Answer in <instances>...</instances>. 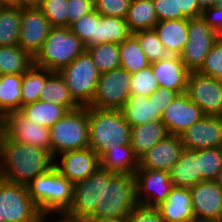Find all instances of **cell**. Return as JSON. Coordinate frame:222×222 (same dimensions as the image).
<instances>
[{"label":"cell","instance_id":"1","mask_svg":"<svg viewBox=\"0 0 222 222\" xmlns=\"http://www.w3.org/2000/svg\"><path fill=\"white\" fill-rule=\"evenodd\" d=\"M54 160L46 150L16 142L3 135L0 149V178L27 185L36 176L53 168Z\"/></svg>","mask_w":222,"mask_h":222},{"label":"cell","instance_id":"2","mask_svg":"<svg viewBox=\"0 0 222 222\" xmlns=\"http://www.w3.org/2000/svg\"><path fill=\"white\" fill-rule=\"evenodd\" d=\"M26 187L41 214L48 218L55 213L56 217L65 214L73 202L74 184L55 166L48 172L36 176Z\"/></svg>","mask_w":222,"mask_h":222},{"label":"cell","instance_id":"3","mask_svg":"<svg viewBox=\"0 0 222 222\" xmlns=\"http://www.w3.org/2000/svg\"><path fill=\"white\" fill-rule=\"evenodd\" d=\"M89 147L99 158L111 149L130 144L131 126L120 110L88 107Z\"/></svg>","mask_w":222,"mask_h":222},{"label":"cell","instance_id":"4","mask_svg":"<svg viewBox=\"0 0 222 222\" xmlns=\"http://www.w3.org/2000/svg\"><path fill=\"white\" fill-rule=\"evenodd\" d=\"M86 50L69 27H51L48 37L34 56V65L59 72Z\"/></svg>","mask_w":222,"mask_h":222},{"label":"cell","instance_id":"5","mask_svg":"<svg viewBox=\"0 0 222 222\" xmlns=\"http://www.w3.org/2000/svg\"><path fill=\"white\" fill-rule=\"evenodd\" d=\"M137 203L134 174H115L104 170V194L96 216L127 218Z\"/></svg>","mask_w":222,"mask_h":222},{"label":"cell","instance_id":"6","mask_svg":"<svg viewBox=\"0 0 222 222\" xmlns=\"http://www.w3.org/2000/svg\"><path fill=\"white\" fill-rule=\"evenodd\" d=\"M50 130L51 155L89 147L88 107L68 111Z\"/></svg>","mask_w":222,"mask_h":222},{"label":"cell","instance_id":"7","mask_svg":"<svg viewBox=\"0 0 222 222\" xmlns=\"http://www.w3.org/2000/svg\"><path fill=\"white\" fill-rule=\"evenodd\" d=\"M59 73L74 100L81 107L88 106L95 95L100 77L90 54L85 50Z\"/></svg>","mask_w":222,"mask_h":222},{"label":"cell","instance_id":"8","mask_svg":"<svg viewBox=\"0 0 222 222\" xmlns=\"http://www.w3.org/2000/svg\"><path fill=\"white\" fill-rule=\"evenodd\" d=\"M42 217L26 185L0 178V218L5 222H39Z\"/></svg>","mask_w":222,"mask_h":222},{"label":"cell","instance_id":"9","mask_svg":"<svg viewBox=\"0 0 222 222\" xmlns=\"http://www.w3.org/2000/svg\"><path fill=\"white\" fill-rule=\"evenodd\" d=\"M217 40V31H214L202 16L188 19V42L180 58L190 72H197L201 68Z\"/></svg>","mask_w":222,"mask_h":222},{"label":"cell","instance_id":"10","mask_svg":"<svg viewBox=\"0 0 222 222\" xmlns=\"http://www.w3.org/2000/svg\"><path fill=\"white\" fill-rule=\"evenodd\" d=\"M131 74L117 68L100 74L95 95L87 107L120 110L130 95Z\"/></svg>","mask_w":222,"mask_h":222},{"label":"cell","instance_id":"11","mask_svg":"<svg viewBox=\"0 0 222 222\" xmlns=\"http://www.w3.org/2000/svg\"><path fill=\"white\" fill-rule=\"evenodd\" d=\"M103 194L104 169L99 167L89 177L74 184L73 202L64 215L77 219L96 215Z\"/></svg>","mask_w":222,"mask_h":222},{"label":"cell","instance_id":"12","mask_svg":"<svg viewBox=\"0 0 222 222\" xmlns=\"http://www.w3.org/2000/svg\"><path fill=\"white\" fill-rule=\"evenodd\" d=\"M186 94L205 115L222 117V80L190 72Z\"/></svg>","mask_w":222,"mask_h":222},{"label":"cell","instance_id":"13","mask_svg":"<svg viewBox=\"0 0 222 222\" xmlns=\"http://www.w3.org/2000/svg\"><path fill=\"white\" fill-rule=\"evenodd\" d=\"M4 135L19 143L30 144L51 154L50 130L27 119L19 111L3 117Z\"/></svg>","mask_w":222,"mask_h":222},{"label":"cell","instance_id":"14","mask_svg":"<svg viewBox=\"0 0 222 222\" xmlns=\"http://www.w3.org/2000/svg\"><path fill=\"white\" fill-rule=\"evenodd\" d=\"M136 199L139 204L158 206L171 192L173 183L167 171L137 168Z\"/></svg>","mask_w":222,"mask_h":222},{"label":"cell","instance_id":"15","mask_svg":"<svg viewBox=\"0 0 222 222\" xmlns=\"http://www.w3.org/2000/svg\"><path fill=\"white\" fill-rule=\"evenodd\" d=\"M54 161V166L73 184L89 177L100 167L99 156L90 147L64 152Z\"/></svg>","mask_w":222,"mask_h":222},{"label":"cell","instance_id":"16","mask_svg":"<svg viewBox=\"0 0 222 222\" xmlns=\"http://www.w3.org/2000/svg\"><path fill=\"white\" fill-rule=\"evenodd\" d=\"M203 110L186 93L179 94L161 115L169 134L181 135L191 125L205 117Z\"/></svg>","mask_w":222,"mask_h":222},{"label":"cell","instance_id":"17","mask_svg":"<svg viewBox=\"0 0 222 222\" xmlns=\"http://www.w3.org/2000/svg\"><path fill=\"white\" fill-rule=\"evenodd\" d=\"M51 27L39 8L21 9L18 45L34 57L48 37Z\"/></svg>","mask_w":222,"mask_h":222},{"label":"cell","instance_id":"18","mask_svg":"<svg viewBox=\"0 0 222 222\" xmlns=\"http://www.w3.org/2000/svg\"><path fill=\"white\" fill-rule=\"evenodd\" d=\"M184 149L198 150L222 147V117L205 116L181 135Z\"/></svg>","mask_w":222,"mask_h":222},{"label":"cell","instance_id":"19","mask_svg":"<svg viewBox=\"0 0 222 222\" xmlns=\"http://www.w3.org/2000/svg\"><path fill=\"white\" fill-rule=\"evenodd\" d=\"M184 150L179 135L169 134L139 158V168L170 172Z\"/></svg>","mask_w":222,"mask_h":222},{"label":"cell","instance_id":"20","mask_svg":"<svg viewBox=\"0 0 222 222\" xmlns=\"http://www.w3.org/2000/svg\"><path fill=\"white\" fill-rule=\"evenodd\" d=\"M190 191L196 221L216 220L222 208V187L214 180H205Z\"/></svg>","mask_w":222,"mask_h":222},{"label":"cell","instance_id":"21","mask_svg":"<svg viewBox=\"0 0 222 222\" xmlns=\"http://www.w3.org/2000/svg\"><path fill=\"white\" fill-rule=\"evenodd\" d=\"M151 66L159 87L177 91L179 94L186 93L190 71L186 68L179 55H169L151 63Z\"/></svg>","mask_w":222,"mask_h":222},{"label":"cell","instance_id":"22","mask_svg":"<svg viewBox=\"0 0 222 222\" xmlns=\"http://www.w3.org/2000/svg\"><path fill=\"white\" fill-rule=\"evenodd\" d=\"M164 222H195L190 188L173 187L164 202L158 206Z\"/></svg>","mask_w":222,"mask_h":222},{"label":"cell","instance_id":"23","mask_svg":"<svg viewBox=\"0 0 222 222\" xmlns=\"http://www.w3.org/2000/svg\"><path fill=\"white\" fill-rule=\"evenodd\" d=\"M120 111L131 127L161 120V115L156 110L155 97L130 94Z\"/></svg>","mask_w":222,"mask_h":222},{"label":"cell","instance_id":"24","mask_svg":"<svg viewBox=\"0 0 222 222\" xmlns=\"http://www.w3.org/2000/svg\"><path fill=\"white\" fill-rule=\"evenodd\" d=\"M153 29L169 54L180 56L188 42V19L158 21Z\"/></svg>","mask_w":222,"mask_h":222},{"label":"cell","instance_id":"25","mask_svg":"<svg viewBox=\"0 0 222 222\" xmlns=\"http://www.w3.org/2000/svg\"><path fill=\"white\" fill-rule=\"evenodd\" d=\"M169 174L174 187L191 188L205 181L199 171V149H184Z\"/></svg>","mask_w":222,"mask_h":222},{"label":"cell","instance_id":"26","mask_svg":"<svg viewBox=\"0 0 222 222\" xmlns=\"http://www.w3.org/2000/svg\"><path fill=\"white\" fill-rule=\"evenodd\" d=\"M168 135L167 127L161 120L145 123L131 127L130 145L135 155L140 158Z\"/></svg>","mask_w":222,"mask_h":222},{"label":"cell","instance_id":"27","mask_svg":"<svg viewBox=\"0 0 222 222\" xmlns=\"http://www.w3.org/2000/svg\"><path fill=\"white\" fill-rule=\"evenodd\" d=\"M100 168L118 174H135L139 158L130 144L105 152L100 158Z\"/></svg>","mask_w":222,"mask_h":222},{"label":"cell","instance_id":"28","mask_svg":"<svg viewBox=\"0 0 222 222\" xmlns=\"http://www.w3.org/2000/svg\"><path fill=\"white\" fill-rule=\"evenodd\" d=\"M41 100L64 106L68 111L81 107L72 97L60 73L52 72L48 69L47 80L41 90Z\"/></svg>","mask_w":222,"mask_h":222},{"label":"cell","instance_id":"29","mask_svg":"<svg viewBox=\"0 0 222 222\" xmlns=\"http://www.w3.org/2000/svg\"><path fill=\"white\" fill-rule=\"evenodd\" d=\"M19 112L32 122L50 128L60 120L68 110L64 106L54 102L38 100L22 106Z\"/></svg>","mask_w":222,"mask_h":222},{"label":"cell","instance_id":"30","mask_svg":"<svg viewBox=\"0 0 222 222\" xmlns=\"http://www.w3.org/2000/svg\"><path fill=\"white\" fill-rule=\"evenodd\" d=\"M34 65V57L19 45L0 46V75H23Z\"/></svg>","mask_w":222,"mask_h":222},{"label":"cell","instance_id":"31","mask_svg":"<svg viewBox=\"0 0 222 222\" xmlns=\"http://www.w3.org/2000/svg\"><path fill=\"white\" fill-rule=\"evenodd\" d=\"M125 20L132 33L153 29L158 22L153 0H131Z\"/></svg>","mask_w":222,"mask_h":222},{"label":"cell","instance_id":"32","mask_svg":"<svg viewBox=\"0 0 222 222\" xmlns=\"http://www.w3.org/2000/svg\"><path fill=\"white\" fill-rule=\"evenodd\" d=\"M22 75H0V117L21 109Z\"/></svg>","mask_w":222,"mask_h":222},{"label":"cell","instance_id":"33","mask_svg":"<svg viewBox=\"0 0 222 222\" xmlns=\"http://www.w3.org/2000/svg\"><path fill=\"white\" fill-rule=\"evenodd\" d=\"M119 51L121 58L120 67L130 74L147 68L151 64L143 52L138 38L133 33L119 44Z\"/></svg>","mask_w":222,"mask_h":222},{"label":"cell","instance_id":"34","mask_svg":"<svg viewBox=\"0 0 222 222\" xmlns=\"http://www.w3.org/2000/svg\"><path fill=\"white\" fill-rule=\"evenodd\" d=\"M20 25V8L0 6V46L19 44Z\"/></svg>","mask_w":222,"mask_h":222},{"label":"cell","instance_id":"35","mask_svg":"<svg viewBox=\"0 0 222 222\" xmlns=\"http://www.w3.org/2000/svg\"><path fill=\"white\" fill-rule=\"evenodd\" d=\"M131 34L125 19L99 14L98 44L106 42L121 44Z\"/></svg>","mask_w":222,"mask_h":222},{"label":"cell","instance_id":"36","mask_svg":"<svg viewBox=\"0 0 222 222\" xmlns=\"http://www.w3.org/2000/svg\"><path fill=\"white\" fill-rule=\"evenodd\" d=\"M47 80V69L33 65L22 75L21 107L41 100V90Z\"/></svg>","mask_w":222,"mask_h":222},{"label":"cell","instance_id":"37","mask_svg":"<svg viewBox=\"0 0 222 222\" xmlns=\"http://www.w3.org/2000/svg\"><path fill=\"white\" fill-rule=\"evenodd\" d=\"M86 51L92 57L100 74L120 68L121 58L119 44L101 43L86 48Z\"/></svg>","mask_w":222,"mask_h":222},{"label":"cell","instance_id":"38","mask_svg":"<svg viewBox=\"0 0 222 222\" xmlns=\"http://www.w3.org/2000/svg\"><path fill=\"white\" fill-rule=\"evenodd\" d=\"M99 13L95 10L72 23L70 30L83 42L85 48L98 44Z\"/></svg>","mask_w":222,"mask_h":222},{"label":"cell","instance_id":"39","mask_svg":"<svg viewBox=\"0 0 222 222\" xmlns=\"http://www.w3.org/2000/svg\"><path fill=\"white\" fill-rule=\"evenodd\" d=\"M150 63L168 57L170 54L163 46L154 29L141 30L133 33Z\"/></svg>","mask_w":222,"mask_h":222},{"label":"cell","instance_id":"40","mask_svg":"<svg viewBox=\"0 0 222 222\" xmlns=\"http://www.w3.org/2000/svg\"><path fill=\"white\" fill-rule=\"evenodd\" d=\"M222 169V147L199 149V171L204 180H215Z\"/></svg>","mask_w":222,"mask_h":222},{"label":"cell","instance_id":"41","mask_svg":"<svg viewBox=\"0 0 222 222\" xmlns=\"http://www.w3.org/2000/svg\"><path fill=\"white\" fill-rule=\"evenodd\" d=\"M159 88L158 80L153 74L152 66L131 74L130 94L150 96Z\"/></svg>","mask_w":222,"mask_h":222},{"label":"cell","instance_id":"42","mask_svg":"<svg viewBox=\"0 0 222 222\" xmlns=\"http://www.w3.org/2000/svg\"><path fill=\"white\" fill-rule=\"evenodd\" d=\"M68 0H42L39 9L52 27H68Z\"/></svg>","mask_w":222,"mask_h":222},{"label":"cell","instance_id":"43","mask_svg":"<svg viewBox=\"0 0 222 222\" xmlns=\"http://www.w3.org/2000/svg\"><path fill=\"white\" fill-rule=\"evenodd\" d=\"M197 72L205 76L222 80V40L218 39L214 43L208 52L203 65Z\"/></svg>","mask_w":222,"mask_h":222},{"label":"cell","instance_id":"44","mask_svg":"<svg viewBox=\"0 0 222 222\" xmlns=\"http://www.w3.org/2000/svg\"><path fill=\"white\" fill-rule=\"evenodd\" d=\"M131 0H94V10L102 16L125 19Z\"/></svg>","mask_w":222,"mask_h":222},{"label":"cell","instance_id":"45","mask_svg":"<svg viewBox=\"0 0 222 222\" xmlns=\"http://www.w3.org/2000/svg\"><path fill=\"white\" fill-rule=\"evenodd\" d=\"M127 222H164L158 208L137 203L127 216Z\"/></svg>","mask_w":222,"mask_h":222},{"label":"cell","instance_id":"46","mask_svg":"<svg viewBox=\"0 0 222 222\" xmlns=\"http://www.w3.org/2000/svg\"><path fill=\"white\" fill-rule=\"evenodd\" d=\"M158 21L186 18L178 12L177 0H153Z\"/></svg>","mask_w":222,"mask_h":222},{"label":"cell","instance_id":"47","mask_svg":"<svg viewBox=\"0 0 222 222\" xmlns=\"http://www.w3.org/2000/svg\"><path fill=\"white\" fill-rule=\"evenodd\" d=\"M68 27L80 17L94 10V0H68Z\"/></svg>","mask_w":222,"mask_h":222},{"label":"cell","instance_id":"48","mask_svg":"<svg viewBox=\"0 0 222 222\" xmlns=\"http://www.w3.org/2000/svg\"><path fill=\"white\" fill-rule=\"evenodd\" d=\"M202 17L214 31H217L218 39L222 40V6L206 8Z\"/></svg>","mask_w":222,"mask_h":222},{"label":"cell","instance_id":"49","mask_svg":"<svg viewBox=\"0 0 222 222\" xmlns=\"http://www.w3.org/2000/svg\"><path fill=\"white\" fill-rule=\"evenodd\" d=\"M178 95L179 93L177 91L159 87L149 97H155L156 110L162 115L164 110Z\"/></svg>","mask_w":222,"mask_h":222},{"label":"cell","instance_id":"50","mask_svg":"<svg viewBox=\"0 0 222 222\" xmlns=\"http://www.w3.org/2000/svg\"><path fill=\"white\" fill-rule=\"evenodd\" d=\"M178 3V12L187 18H197L202 16L203 10L198 4V0H177Z\"/></svg>","mask_w":222,"mask_h":222},{"label":"cell","instance_id":"51","mask_svg":"<svg viewBox=\"0 0 222 222\" xmlns=\"http://www.w3.org/2000/svg\"><path fill=\"white\" fill-rule=\"evenodd\" d=\"M42 0H13V5L20 9L39 8Z\"/></svg>","mask_w":222,"mask_h":222},{"label":"cell","instance_id":"52","mask_svg":"<svg viewBox=\"0 0 222 222\" xmlns=\"http://www.w3.org/2000/svg\"><path fill=\"white\" fill-rule=\"evenodd\" d=\"M86 222H127L126 218H106L96 215L84 218Z\"/></svg>","mask_w":222,"mask_h":222},{"label":"cell","instance_id":"53","mask_svg":"<svg viewBox=\"0 0 222 222\" xmlns=\"http://www.w3.org/2000/svg\"><path fill=\"white\" fill-rule=\"evenodd\" d=\"M217 0H198L200 8L204 11L206 8L216 6Z\"/></svg>","mask_w":222,"mask_h":222},{"label":"cell","instance_id":"54","mask_svg":"<svg viewBox=\"0 0 222 222\" xmlns=\"http://www.w3.org/2000/svg\"><path fill=\"white\" fill-rule=\"evenodd\" d=\"M59 217L63 222H86L84 219L71 218V217H68L64 214L59 215Z\"/></svg>","mask_w":222,"mask_h":222},{"label":"cell","instance_id":"55","mask_svg":"<svg viewBox=\"0 0 222 222\" xmlns=\"http://www.w3.org/2000/svg\"><path fill=\"white\" fill-rule=\"evenodd\" d=\"M4 135V120L3 117H0V149H1V140Z\"/></svg>","mask_w":222,"mask_h":222},{"label":"cell","instance_id":"56","mask_svg":"<svg viewBox=\"0 0 222 222\" xmlns=\"http://www.w3.org/2000/svg\"><path fill=\"white\" fill-rule=\"evenodd\" d=\"M214 181L222 187V169L219 171Z\"/></svg>","mask_w":222,"mask_h":222},{"label":"cell","instance_id":"57","mask_svg":"<svg viewBox=\"0 0 222 222\" xmlns=\"http://www.w3.org/2000/svg\"><path fill=\"white\" fill-rule=\"evenodd\" d=\"M13 0H0V6H12Z\"/></svg>","mask_w":222,"mask_h":222},{"label":"cell","instance_id":"58","mask_svg":"<svg viewBox=\"0 0 222 222\" xmlns=\"http://www.w3.org/2000/svg\"><path fill=\"white\" fill-rule=\"evenodd\" d=\"M47 216H43L40 220H39V222H47ZM55 220H57L56 218L54 219V221L53 222H63L60 218L57 220V221H55Z\"/></svg>","mask_w":222,"mask_h":222},{"label":"cell","instance_id":"59","mask_svg":"<svg viewBox=\"0 0 222 222\" xmlns=\"http://www.w3.org/2000/svg\"><path fill=\"white\" fill-rule=\"evenodd\" d=\"M216 220L219 221V222H222V208H221V210L219 212V215H218Z\"/></svg>","mask_w":222,"mask_h":222},{"label":"cell","instance_id":"60","mask_svg":"<svg viewBox=\"0 0 222 222\" xmlns=\"http://www.w3.org/2000/svg\"><path fill=\"white\" fill-rule=\"evenodd\" d=\"M195 222H219L217 220H197Z\"/></svg>","mask_w":222,"mask_h":222},{"label":"cell","instance_id":"61","mask_svg":"<svg viewBox=\"0 0 222 222\" xmlns=\"http://www.w3.org/2000/svg\"><path fill=\"white\" fill-rule=\"evenodd\" d=\"M216 5H218V6H222V0H217Z\"/></svg>","mask_w":222,"mask_h":222},{"label":"cell","instance_id":"62","mask_svg":"<svg viewBox=\"0 0 222 222\" xmlns=\"http://www.w3.org/2000/svg\"><path fill=\"white\" fill-rule=\"evenodd\" d=\"M0 222H5L3 218H0Z\"/></svg>","mask_w":222,"mask_h":222}]
</instances>
